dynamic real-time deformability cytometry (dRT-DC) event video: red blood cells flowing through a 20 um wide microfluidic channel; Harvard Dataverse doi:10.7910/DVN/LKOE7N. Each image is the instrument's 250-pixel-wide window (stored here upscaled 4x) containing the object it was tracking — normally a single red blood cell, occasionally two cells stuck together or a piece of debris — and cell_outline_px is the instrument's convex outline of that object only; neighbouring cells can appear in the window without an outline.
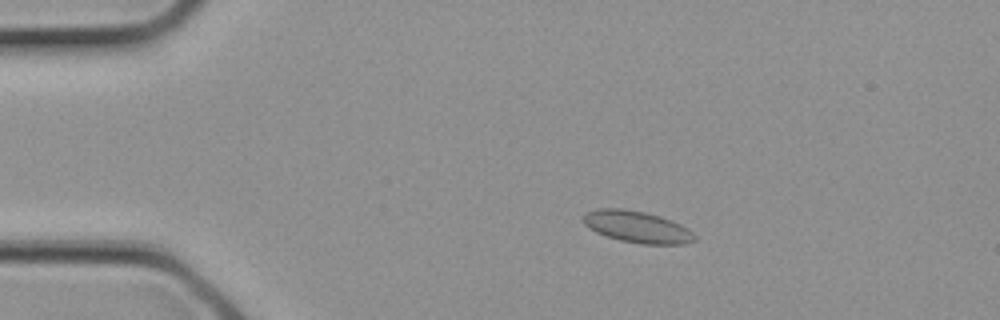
{"species": "common noctule bat (a hibernating species)", "species_latin": "Nyctalus noctula", "temperature_condition": "cold", "stored_images_in_passage": 7, "camera_frame_rate_fps": 3000, "um_per_image_px": 0.085, "animal": {"sex": "female", "body_mass_g": 21.9}, "frame": {"image": 1, "passage_image": 2, "time_ms": 0.333, "image_size_px": [1000, 320], "cell_outline_px": [[696, 240], [684, 244], [640, 244], [620, 240], [596, 232], [584, 224], [580, 216], [584, 212], [596, 208], [624, 208], [644, 212], [660, 216], [672, 220], [688, 228], [696, 236]], "centroid_in_image_um": [54.12, 19.27], "position_along_channel_um": 30.9, "area_um2": 20.81}}
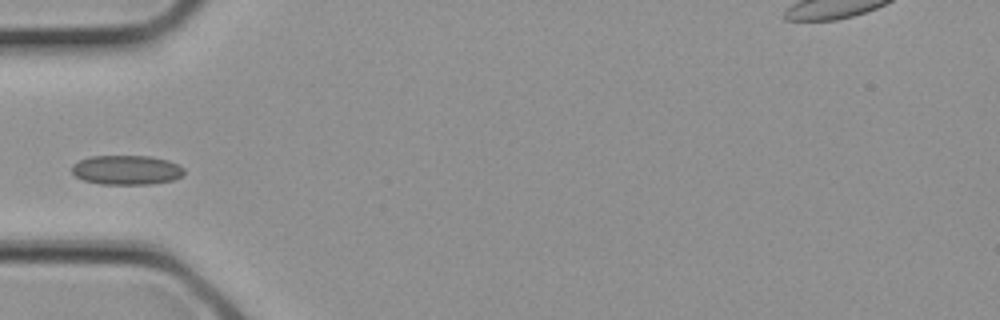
{"frame": {"image": 2, "passage_image": 6, "time_ms": 1.667, "image_size_px": [1000, 320], "cell_outline_px": [[184, 172], [180, 176], [172, 180], [152, 184], [100, 184], [84, 180], [76, 176], [72, 172], [72, 164], [80, 160], [92, 156], [148, 156], [168, 160], [180, 164], [184, 168]], "centroid_in_image_um": [10.77, 14.44], "position_along_channel_um": 74.2, "area_um2": 19.25}}